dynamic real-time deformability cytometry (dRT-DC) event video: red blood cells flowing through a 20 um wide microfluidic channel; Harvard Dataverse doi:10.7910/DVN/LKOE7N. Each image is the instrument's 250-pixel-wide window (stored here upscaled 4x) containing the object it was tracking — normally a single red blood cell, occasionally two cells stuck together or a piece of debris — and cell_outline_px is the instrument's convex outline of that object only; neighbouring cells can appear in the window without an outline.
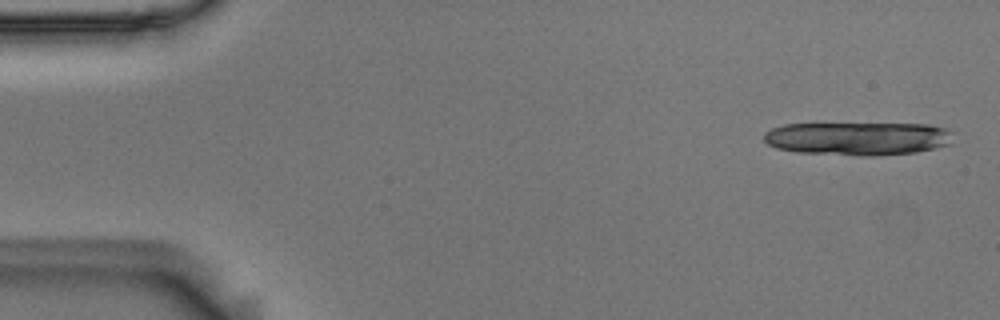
{"species": "Egyptian fruit bat (a non-hibernating species)", "species_latin": "Rousettus aegyptiacus", "temperature_condition": "room temperature", "stored_images_in_passage": 14, "camera_frame_rate_fps": 3000, "um_per_image_px": 0.085, "animal": {"sex": "male"}, "frame": {"image": 1, "passage_image": 2, "time_ms": 0.333, "image_size_px": [1000, 320], "cell_outline_px": [[956, 132], [952, 144], [916, 152], [872, 156], [860, 156], [800, 152], [776, 148], [768, 144], [764, 140], [764, 132], [772, 128], [784, 124], [928, 124], [944, 128]], "centroid_in_image_um": [72.98, 11.77], "position_along_channel_um": 12.0, "area_um2": 36.99}}